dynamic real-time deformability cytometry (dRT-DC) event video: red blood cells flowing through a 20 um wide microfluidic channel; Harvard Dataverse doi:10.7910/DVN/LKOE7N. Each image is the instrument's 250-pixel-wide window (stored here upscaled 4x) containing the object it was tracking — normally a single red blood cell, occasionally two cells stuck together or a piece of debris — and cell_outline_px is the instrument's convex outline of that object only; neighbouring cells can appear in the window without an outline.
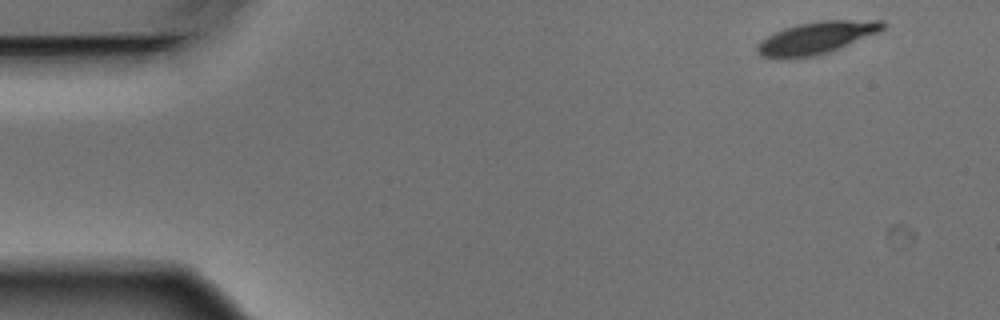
{"species": "Egyptian fruit bat (a non-hibernating species)", "species_latin": "Rousettus aegyptiacus", "temperature_condition": "warm", "stored_images_in_passage": 13, "camera_frame_rate_fps": 3000, "um_per_image_px": 0.085, "animal": {"sex": "male"}, "frame": {"image": 1, "passage_image": 1, "time_ms": 0.0, "image_size_px": [1000, 320], "cell_outline_px": [[884, 28], [880, 32], [828, 52], [816, 56], [776, 60], [764, 56], [756, 52], [756, 44], [760, 40], [784, 28], [796, 24], [820, 20], [884, 20]], "centroid_in_image_um": [69.36, 3.22], "position_along_channel_um": 15.6, "area_um2": 23.81}}
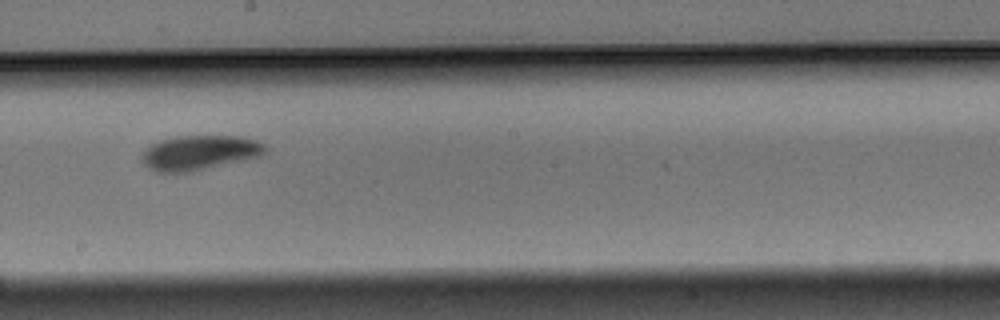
{"frame": {"image": 2, "passage_image": 8, "time_ms": 2.333, "image_size_px": [1000, 320], "cell_outline_px": [[268, 152], [260, 156], [244, 160], [192, 172], [156, 172], [148, 168], [140, 160], [140, 156], [152, 144], [160, 140], [176, 136], [244, 136], [256, 140], [264, 144], [268, 148]], "centroid_in_image_um": [16.98, 12.98], "position_along_channel_um": 231.2, "area_um2": 25.2}}
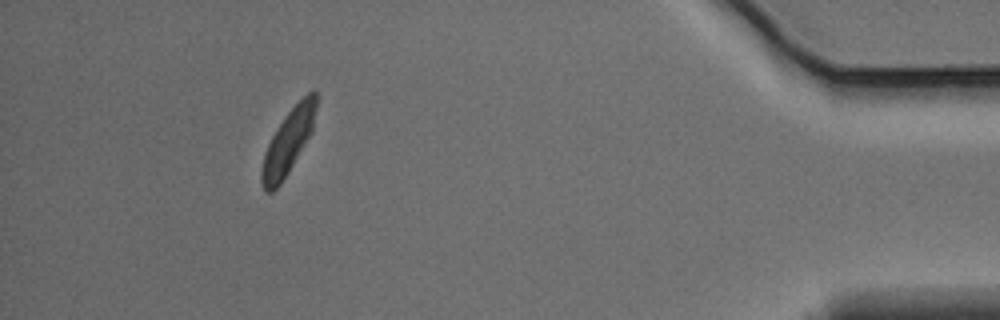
{"frame": {"image": 3, "passage_image": 13, "time_ms": 4.0, "image_size_px": [1000, 320], "cell_outline_px": [[320, 96], [312, 132], [288, 172], [280, 184], [272, 192], [264, 192], [260, 184], [260, 172], [264, 152], [276, 128], [288, 112], [312, 88], [316, 88]], "centroid_in_image_um": [24.52, 12.0], "position_along_channel_um": 410.7, "area_um2": 20.87}}